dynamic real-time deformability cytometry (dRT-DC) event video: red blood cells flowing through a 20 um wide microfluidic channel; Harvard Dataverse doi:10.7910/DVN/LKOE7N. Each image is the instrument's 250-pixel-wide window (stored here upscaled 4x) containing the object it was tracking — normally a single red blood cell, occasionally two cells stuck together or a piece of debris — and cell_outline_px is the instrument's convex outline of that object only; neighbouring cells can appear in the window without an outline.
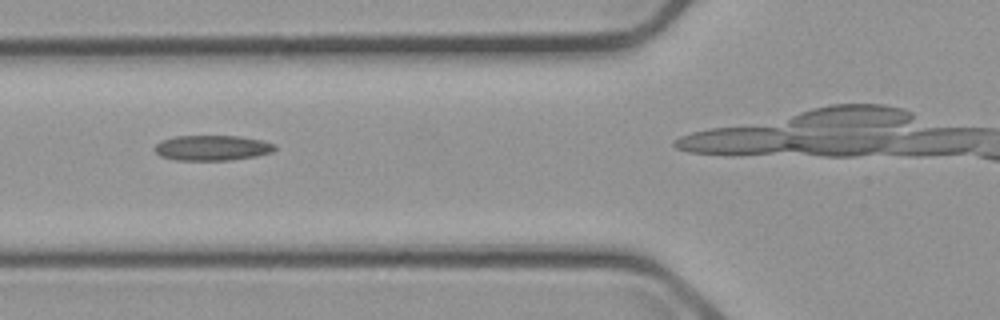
{"species": "common noctule bat (a hibernating species)", "species_latin": "Nyctalus noctula", "temperature_condition": "cold", "stored_images_in_passage": 16, "camera_frame_rate_fps": 3000, "um_per_image_px": 0.085, "animal": {"sex": "male", "body_mass_g": 23.1, "forearm_length_mm": 52.7}, "frame": {"image": 1, "passage_image": 3, "time_ms": 2.333, "image_size_px": [1000, 320], "cell_outline_px": [[276, 148], [272, 152], [256, 156], [228, 160], [176, 160], [160, 156], [152, 148], [160, 140], [176, 136], [240, 136], [260, 140], [276, 144]], "centroid_in_image_um": [18.01, 12.56], "position_along_channel_um": 107.8, "area_um2": 17.74}}
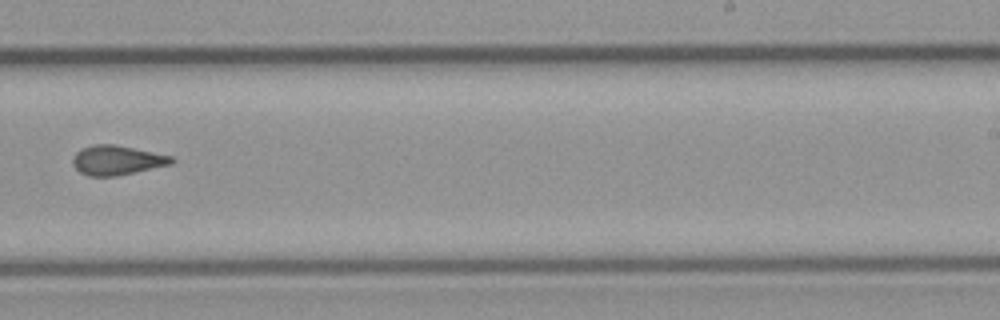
{"frame": {"image": 2, "passage_image": 10, "time_ms": 12.0, "image_size_px": [1000, 320], "cell_outline_px": [[176, 160], [172, 164], [116, 176], [88, 176], [80, 172], [72, 164], [72, 156], [80, 148], [92, 144], [116, 144], [172, 156]], "centroid_in_image_um": [9.91, 13.6], "position_along_channel_um": 279.1, "area_um2": 17.17}}
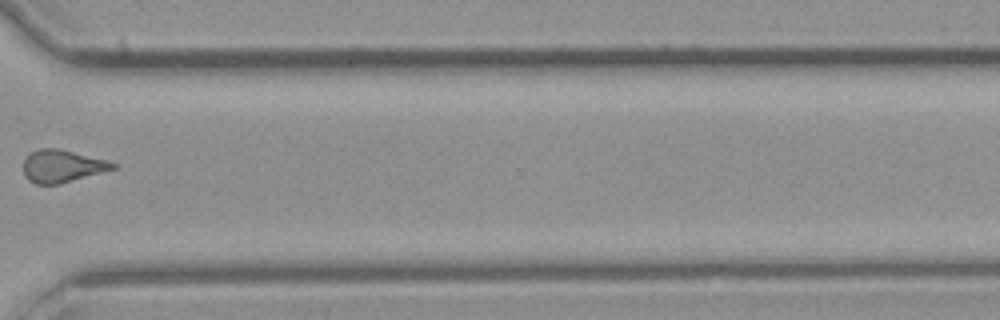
{"frame": {"image": 3, "passage_image": 12, "time_ms": 14.333, "image_size_px": [1000, 320], "cell_outline_px": [[116, 168], [60, 184], [36, 184], [28, 180], [24, 176], [24, 160], [32, 152], [40, 148], [60, 148], [108, 160], [116, 164]], "centroid_in_image_um": [5.29, 14.11], "position_along_channel_um": 365.3, "area_um2": 16.94}}